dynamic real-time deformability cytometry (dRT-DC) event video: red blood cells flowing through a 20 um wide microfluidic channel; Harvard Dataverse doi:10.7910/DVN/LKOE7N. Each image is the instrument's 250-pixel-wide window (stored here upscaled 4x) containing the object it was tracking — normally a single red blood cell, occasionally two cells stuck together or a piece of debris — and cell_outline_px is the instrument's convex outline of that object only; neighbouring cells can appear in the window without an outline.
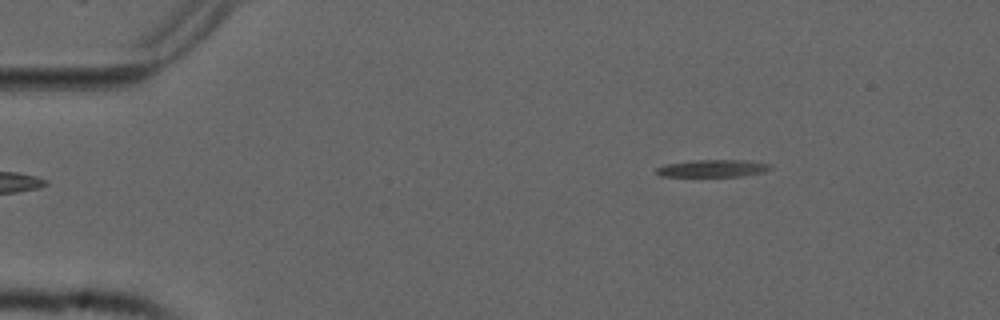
{"species": "common noctule bat (a hibernating species)", "species_latin": "Nyctalus noctula", "temperature_condition": "cold", "stored_images_in_passage": 48, "camera_frame_rate_fps": 3000, "um_per_image_px": 0.085, "animal": {"sex": "male", "forearm_length_mm": 52.5}, "frame": {"image": 1, "passage_image": 1, "time_ms": 0.0, "image_size_px": [1000, 320], "cell_outline_px": [[772, 168], [764, 172], [744, 176], [660, 176], [656, 172], [656, 168], [668, 164], [692, 160], [748, 160], [772, 164]], "centroid_in_image_um": [60.65, 14.3], "position_along_channel_um": 24.3, "area_um2": 11.5}}
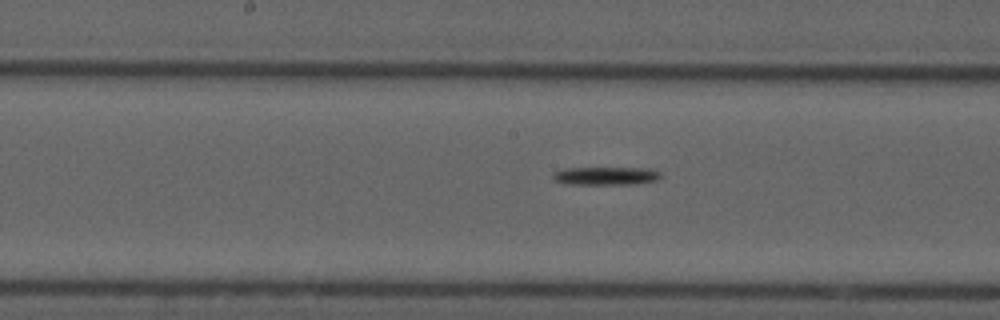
{"frame": {"image": 2, "passage_image": 21, "time_ms": 6.667, "image_size_px": [1000, 320], "cell_outline_px": [[664, 176], [656, 180], [636, 184], [568, 184], [556, 180], [552, 176], [556, 172], [564, 168], [648, 168], [660, 172]], "centroid_in_image_um": [51.57, 14.94], "position_along_channel_um": 196.6, "area_um2": 11.33}}
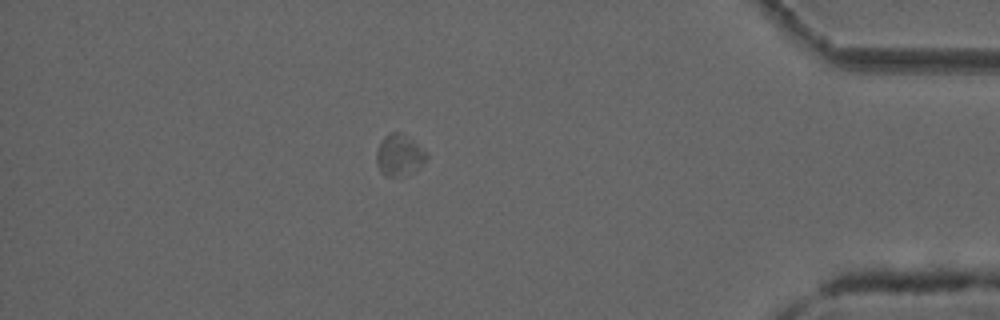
{"frame": {"image": 3, "passage_image": 41, "time_ms": 13.333, "image_size_px": [1000, 320], "cell_outline_px": [[428, 160], [420, 168], [392, 176], [384, 176], [380, 172], [376, 164], [376, 152], [384, 136], [392, 132], [400, 132], [412, 140], [428, 152]], "centroid_in_image_um": [33.95, 13.17], "position_along_channel_um": 401.3, "area_um2": 11.96}, "authors_computed_cell_mechanics": {"area_um2": 11.1843, "velocity_mm_per_s": 3.6852, "shape_relaxation_time_tau1_ms": 1.3602, "shape_relaxation_time_tau2_ms": null, "deformation_change_tau1": 0.1231, "deformation_change_tau2": null}}